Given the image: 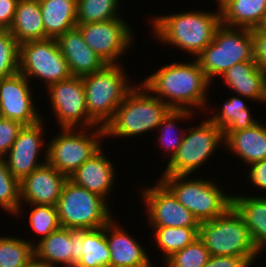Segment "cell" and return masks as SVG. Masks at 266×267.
Listing matches in <instances>:
<instances>
[{
    "instance_id": "cell-7",
    "label": "cell",
    "mask_w": 266,
    "mask_h": 267,
    "mask_svg": "<svg viewBox=\"0 0 266 267\" xmlns=\"http://www.w3.org/2000/svg\"><path fill=\"white\" fill-rule=\"evenodd\" d=\"M202 116L204 118L195 126L188 124L182 144L172 159L165 162L166 166L160 169L163 170L161 175H196L202 170L200 168H207L206 164L220 151L219 148L223 147L224 151L222 130L205 114Z\"/></svg>"
},
{
    "instance_id": "cell-27",
    "label": "cell",
    "mask_w": 266,
    "mask_h": 267,
    "mask_svg": "<svg viewBox=\"0 0 266 267\" xmlns=\"http://www.w3.org/2000/svg\"><path fill=\"white\" fill-rule=\"evenodd\" d=\"M19 44L28 41L44 40L42 14L38 0H19L11 27L8 29Z\"/></svg>"
},
{
    "instance_id": "cell-40",
    "label": "cell",
    "mask_w": 266,
    "mask_h": 267,
    "mask_svg": "<svg viewBox=\"0 0 266 267\" xmlns=\"http://www.w3.org/2000/svg\"><path fill=\"white\" fill-rule=\"evenodd\" d=\"M252 30L253 58L256 64L266 73V31L257 28Z\"/></svg>"
},
{
    "instance_id": "cell-34",
    "label": "cell",
    "mask_w": 266,
    "mask_h": 267,
    "mask_svg": "<svg viewBox=\"0 0 266 267\" xmlns=\"http://www.w3.org/2000/svg\"><path fill=\"white\" fill-rule=\"evenodd\" d=\"M121 3V0H77V24L122 18Z\"/></svg>"
},
{
    "instance_id": "cell-28",
    "label": "cell",
    "mask_w": 266,
    "mask_h": 267,
    "mask_svg": "<svg viewBox=\"0 0 266 267\" xmlns=\"http://www.w3.org/2000/svg\"><path fill=\"white\" fill-rule=\"evenodd\" d=\"M45 34L57 38L77 26V0H38Z\"/></svg>"
},
{
    "instance_id": "cell-26",
    "label": "cell",
    "mask_w": 266,
    "mask_h": 267,
    "mask_svg": "<svg viewBox=\"0 0 266 267\" xmlns=\"http://www.w3.org/2000/svg\"><path fill=\"white\" fill-rule=\"evenodd\" d=\"M198 114L188 111V110H174L171 109L167 115L163 118L162 122L159 124L157 130L155 131L156 134L154 138V144L156 143L163 152L161 153L160 157L165 155L167 162H169L172 157L176 154L179 146L182 144L187 126H181V123L185 124L192 122ZM194 118V119H193ZM192 119V121H190ZM168 159V160H167Z\"/></svg>"
},
{
    "instance_id": "cell-29",
    "label": "cell",
    "mask_w": 266,
    "mask_h": 267,
    "mask_svg": "<svg viewBox=\"0 0 266 267\" xmlns=\"http://www.w3.org/2000/svg\"><path fill=\"white\" fill-rule=\"evenodd\" d=\"M26 206L27 209H25ZM23 216L24 217L26 216L28 218V220L26 221V223L24 222V224L27 225V222H29L28 223L29 232L32 236V239L31 236L29 239L28 237L27 238L25 237V239H27L29 243L32 244L33 246L36 243H38L41 239L46 238L49 234L58 230L61 227L58 219L56 206L20 204L18 212L14 215V217L16 220L17 218L19 220V218L21 219ZM34 234L36 235V237ZM33 237H35V239H33Z\"/></svg>"
},
{
    "instance_id": "cell-10",
    "label": "cell",
    "mask_w": 266,
    "mask_h": 267,
    "mask_svg": "<svg viewBox=\"0 0 266 267\" xmlns=\"http://www.w3.org/2000/svg\"><path fill=\"white\" fill-rule=\"evenodd\" d=\"M113 204L70 179L64 185L56 208L60 226L68 229L104 227L116 214Z\"/></svg>"
},
{
    "instance_id": "cell-16",
    "label": "cell",
    "mask_w": 266,
    "mask_h": 267,
    "mask_svg": "<svg viewBox=\"0 0 266 267\" xmlns=\"http://www.w3.org/2000/svg\"><path fill=\"white\" fill-rule=\"evenodd\" d=\"M33 85L43 88L32 84L20 72L0 79V117L17 121L24 126L36 124L46 118L36 106V100L43 97L37 98Z\"/></svg>"
},
{
    "instance_id": "cell-1",
    "label": "cell",
    "mask_w": 266,
    "mask_h": 267,
    "mask_svg": "<svg viewBox=\"0 0 266 267\" xmlns=\"http://www.w3.org/2000/svg\"><path fill=\"white\" fill-rule=\"evenodd\" d=\"M164 64L139 82L174 110H188L198 115L210 103L212 84L195 58Z\"/></svg>"
},
{
    "instance_id": "cell-33",
    "label": "cell",
    "mask_w": 266,
    "mask_h": 267,
    "mask_svg": "<svg viewBox=\"0 0 266 267\" xmlns=\"http://www.w3.org/2000/svg\"><path fill=\"white\" fill-rule=\"evenodd\" d=\"M23 233L19 236L0 235V267H26L34 260V246L20 237H27L26 232Z\"/></svg>"
},
{
    "instance_id": "cell-36",
    "label": "cell",
    "mask_w": 266,
    "mask_h": 267,
    "mask_svg": "<svg viewBox=\"0 0 266 267\" xmlns=\"http://www.w3.org/2000/svg\"><path fill=\"white\" fill-rule=\"evenodd\" d=\"M210 256L204 243L197 238L193 243L170 256L161 267H204Z\"/></svg>"
},
{
    "instance_id": "cell-23",
    "label": "cell",
    "mask_w": 266,
    "mask_h": 267,
    "mask_svg": "<svg viewBox=\"0 0 266 267\" xmlns=\"http://www.w3.org/2000/svg\"><path fill=\"white\" fill-rule=\"evenodd\" d=\"M229 97L218 107L214 105L209 107L208 105L204 112L205 115H208L206 117L222 130L224 140L232 132L245 130L260 121L258 117H254L255 114L250 110L252 108L247 104L250 99L237 94L233 96V93Z\"/></svg>"
},
{
    "instance_id": "cell-24",
    "label": "cell",
    "mask_w": 266,
    "mask_h": 267,
    "mask_svg": "<svg viewBox=\"0 0 266 267\" xmlns=\"http://www.w3.org/2000/svg\"><path fill=\"white\" fill-rule=\"evenodd\" d=\"M225 150L238 162L250 164L266 159V123L261 120L250 128L232 132L225 140Z\"/></svg>"
},
{
    "instance_id": "cell-13",
    "label": "cell",
    "mask_w": 266,
    "mask_h": 267,
    "mask_svg": "<svg viewBox=\"0 0 266 267\" xmlns=\"http://www.w3.org/2000/svg\"><path fill=\"white\" fill-rule=\"evenodd\" d=\"M45 92L50 101L52 118L57 128H92L97 125L89 118L82 77L71 78L51 84ZM54 115V116H53Z\"/></svg>"
},
{
    "instance_id": "cell-17",
    "label": "cell",
    "mask_w": 266,
    "mask_h": 267,
    "mask_svg": "<svg viewBox=\"0 0 266 267\" xmlns=\"http://www.w3.org/2000/svg\"><path fill=\"white\" fill-rule=\"evenodd\" d=\"M85 230L60 227L34 245V260L46 267H75L82 257Z\"/></svg>"
},
{
    "instance_id": "cell-19",
    "label": "cell",
    "mask_w": 266,
    "mask_h": 267,
    "mask_svg": "<svg viewBox=\"0 0 266 267\" xmlns=\"http://www.w3.org/2000/svg\"><path fill=\"white\" fill-rule=\"evenodd\" d=\"M107 154V149L102 147L95 155L73 172L69 176V179L75 184L86 188L88 191L98 194L109 203L111 201L110 197L115 190V182L117 181L119 172L118 167L115 166L117 165L114 163L115 161L112 158L109 159L112 154Z\"/></svg>"
},
{
    "instance_id": "cell-8",
    "label": "cell",
    "mask_w": 266,
    "mask_h": 267,
    "mask_svg": "<svg viewBox=\"0 0 266 267\" xmlns=\"http://www.w3.org/2000/svg\"><path fill=\"white\" fill-rule=\"evenodd\" d=\"M47 140V163L60 173L70 176L105 144L102 127L59 128Z\"/></svg>"
},
{
    "instance_id": "cell-31",
    "label": "cell",
    "mask_w": 266,
    "mask_h": 267,
    "mask_svg": "<svg viewBox=\"0 0 266 267\" xmlns=\"http://www.w3.org/2000/svg\"><path fill=\"white\" fill-rule=\"evenodd\" d=\"M152 228V229H151ZM152 244L160 250L163 264L170 256L193 243L199 234V227H150Z\"/></svg>"
},
{
    "instance_id": "cell-5",
    "label": "cell",
    "mask_w": 266,
    "mask_h": 267,
    "mask_svg": "<svg viewBox=\"0 0 266 267\" xmlns=\"http://www.w3.org/2000/svg\"><path fill=\"white\" fill-rule=\"evenodd\" d=\"M124 65L106 64L82 76L88 116L99 127L104 128L112 120L117 107L137 84L129 78L131 73Z\"/></svg>"
},
{
    "instance_id": "cell-9",
    "label": "cell",
    "mask_w": 266,
    "mask_h": 267,
    "mask_svg": "<svg viewBox=\"0 0 266 267\" xmlns=\"http://www.w3.org/2000/svg\"><path fill=\"white\" fill-rule=\"evenodd\" d=\"M195 59L207 79L215 83L234 64L254 60L252 30L221 24L213 41Z\"/></svg>"
},
{
    "instance_id": "cell-37",
    "label": "cell",
    "mask_w": 266,
    "mask_h": 267,
    "mask_svg": "<svg viewBox=\"0 0 266 267\" xmlns=\"http://www.w3.org/2000/svg\"><path fill=\"white\" fill-rule=\"evenodd\" d=\"M20 44L7 29H0V79L18 72Z\"/></svg>"
},
{
    "instance_id": "cell-6",
    "label": "cell",
    "mask_w": 266,
    "mask_h": 267,
    "mask_svg": "<svg viewBox=\"0 0 266 267\" xmlns=\"http://www.w3.org/2000/svg\"><path fill=\"white\" fill-rule=\"evenodd\" d=\"M198 238L211 256H240L255 266L261 259L242 216L231 206L223 215L201 222ZM259 257V259H258ZM258 259V260H257Z\"/></svg>"
},
{
    "instance_id": "cell-30",
    "label": "cell",
    "mask_w": 266,
    "mask_h": 267,
    "mask_svg": "<svg viewBox=\"0 0 266 267\" xmlns=\"http://www.w3.org/2000/svg\"><path fill=\"white\" fill-rule=\"evenodd\" d=\"M266 12V0H232L220 10L221 24L234 28H257Z\"/></svg>"
},
{
    "instance_id": "cell-38",
    "label": "cell",
    "mask_w": 266,
    "mask_h": 267,
    "mask_svg": "<svg viewBox=\"0 0 266 267\" xmlns=\"http://www.w3.org/2000/svg\"><path fill=\"white\" fill-rule=\"evenodd\" d=\"M246 168L247 169L243 168V170H245L246 172L244 173L245 176L244 174L241 175H243V177L247 179L246 181L248 184H246L247 185L246 188L250 187L253 190L249 192V195L256 196L255 194L256 192L257 196H264V194L266 196V159L250 164Z\"/></svg>"
},
{
    "instance_id": "cell-12",
    "label": "cell",
    "mask_w": 266,
    "mask_h": 267,
    "mask_svg": "<svg viewBox=\"0 0 266 267\" xmlns=\"http://www.w3.org/2000/svg\"><path fill=\"white\" fill-rule=\"evenodd\" d=\"M129 24L131 23L122 17L103 22L77 24V27L86 44L106 64H124L122 60L137 44L134 43L135 38L138 39Z\"/></svg>"
},
{
    "instance_id": "cell-39",
    "label": "cell",
    "mask_w": 266,
    "mask_h": 267,
    "mask_svg": "<svg viewBox=\"0 0 266 267\" xmlns=\"http://www.w3.org/2000/svg\"><path fill=\"white\" fill-rule=\"evenodd\" d=\"M23 126L17 121L0 117V158L9 152Z\"/></svg>"
},
{
    "instance_id": "cell-2",
    "label": "cell",
    "mask_w": 266,
    "mask_h": 267,
    "mask_svg": "<svg viewBox=\"0 0 266 267\" xmlns=\"http://www.w3.org/2000/svg\"><path fill=\"white\" fill-rule=\"evenodd\" d=\"M181 11L152 15L147 22L151 25V38L156 39V44H164L162 47L178 48L195 58L213 41L221 25L220 11L206 8Z\"/></svg>"
},
{
    "instance_id": "cell-18",
    "label": "cell",
    "mask_w": 266,
    "mask_h": 267,
    "mask_svg": "<svg viewBox=\"0 0 266 267\" xmlns=\"http://www.w3.org/2000/svg\"><path fill=\"white\" fill-rule=\"evenodd\" d=\"M126 229L125 225L122 226L117 220V216L105 225V236L110 250V267H155L147 246L142 245L143 241L140 242L139 237L136 238Z\"/></svg>"
},
{
    "instance_id": "cell-45",
    "label": "cell",
    "mask_w": 266,
    "mask_h": 267,
    "mask_svg": "<svg viewBox=\"0 0 266 267\" xmlns=\"http://www.w3.org/2000/svg\"><path fill=\"white\" fill-rule=\"evenodd\" d=\"M26 267H46V266H44L43 264H41V263H39V262L33 260V261H32L28 266H26Z\"/></svg>"
},
{
    "instance_id": "cell-44",
    "label": "cell",
    "mask_w": 266,
    "mask_h": 267,
    "mask_svg": "<svg viewBox=\"0 0 266 267\" xmlns=\"http://www.w3.org/2000/svg\"><path fill=\"white\" fill-rule=\"evenodd\" d=\"M257 29L266 31V12L262 17L261 22L258 24Z\"/></svg>"
},
{
    "instance_id": "cell-25",
    "label": "cell",
    "mask_w": 266,
    "mask_h": 267,
    "mask_svg": "<svg viewBox=\"0 0 266 267\" xmlns=\"http://www.w3.org/2000/svg\"><path fill=\"white\" fill-rule=\"evenodd\" d=\"M232 206L245 221L257 251L266 256V196L242 191L241 195L232 194Z\"/></svg>"
},
{
    "instance_id": "cell-22",
    "label": "cell",
    "mask_w": 266,
    "mask_h": 267,
    "mask_svg": "<svg viewBox=\"0 0 266 267\" xmlns=\"http://www.w3.org/2000/svg\"><path fill=\"white\" fill-rule=\"evenodd\" d=\"M230 93L250 99L254 104L264 103L265 72L256 64L255 60L234 64L224 72L218 80Z\"/></svg>"
},
{
    "instance_id": "cell-41",
    "label": "cell",
    "mask_w": 266,
    "mask_h": 267,
    "mask_svg": "<svg viewBox=\"0 0 266 267\" xmlns=\"http://www.w3.org/2000/svg\"><path fill=\"white\" fill-rule=\"evenodd\" d=\"M246 257L240 256H210L204 267H254Z\"/></svg>"
},
{
    "instance_id": "cell-35",
    "label": "cell",
    "mask_w": 266,
    "mask_h": 267,
    "mask_svg": "<svg viewBox=\"0 0 266 267\" xmlns=\"http://www.w3.org/2000/svg\"><path fill=\"white\" fill-rule=\"evenodd\" d=\"M20 204L19 181L10 173L5 160L0 158V210L13 217Z\"/></svg>"
},
{
    "instance_id": "cell-11",
    "label": "cell",
    "mask_w": 266,
    "mask_h": 267,
    "mask_svg": "<svg viewBox=\"0 0 266 267\" xmlns=\"http://www.w3.org/2000/svg\"><path fill=\"white\" fill-rule=\"evenodd\" d=\"M18 72L30 82L34 83L35 80L36 84L39 82L38 85L43 83L45 89L51 84L72 77L68 62L62 55L56 38L20 44Z\"/></svg>"
},
{
    "instance_id": "cell-21",
    "label": "cell",
    "mask_w": 266,
    "mask_h": 267,
    "mask_svg": "<svg viewBox=\"0 0 266 267\" xmlns=\"http://www.w3.org/2000/svg\"><path fill=\"white\" fill-rule=\"evenodd\" d=\"M59 49L68 62L72 76L82 77L102 69L106 63L86 44L76 26L56 38Z\"/></svg>"
},
{
    "instance_id": "cell-15",
    "label": "cell",
    "mask_w": 266,
    "mask_h": 267,
    "mask_svg": "<svg viewBox=\"0 0 266 267\" xmlns=\"http://www.w3.org/2000/svg\"><path fill=\"white\" fill-rule=\"evenodd\" d=\"M45 122L47 119L23 126L9 152L3 157L8 170L19 182L47 163L48 137L45 135L47 132Z\"/></svg>"
},
{
    "instance_id": "cell-46",
    "label": "cell",
    "mask_w": 266,
    "mask_h": 267,
    "mask_svg": "<svg viewBox=\"0 0 266 267\" xmlns=\"http://www.w3.org/2000/svg\"><path fill=\"white\" fill-rule=\"evenodd\" d=\"M266 104V73H265V96H264V103Z\"/></svg>"
},
{
    "instance_id": "cell-14",
    "label": "cell",
    "mask_w": 266,
    "mask_h": 267,
    "mask_svg": "<svg viewBox=\"0 0 266 267\" xmlns=\"http://www.w3.org/2000/svg\"><path fill=\"white\" fill-rule=\"evenodd\" d=\"M140 186L138 198L144 204L146 224L149 227H199L194 215L181 204L173 193L159 180ZM144 186V187H143ZM142 187V188H141Z\"/></svg>"
},
{
    "instance_id": "cell-43",
    "label": "cell",
    "mask_w": 266,
    "mask_h": 267,
    "mask_svg": "<svg viewBox=\"0 0 266 267\" xmlns=\"http://www.w3.org/2000/svg\"><path fill=\"white\" fill-rule=\"evenodd\" d=\"M232 0H216L217 4L216 6V10H221L225 5H227L229 2H231Z\"/></svg>"
},
{
    "instance_id": "cell-20",
    "label": "cell",
    "mask_w": 266,
    "mask_h": 267,
    "mask_svg": "<svg viewBox=\"0 0 266 267\" xmlns=\"http://www.w3.org/2000/svg\"><path fill=\"white\" fill-rule=\"evenodd\" d=\"M68 179L45 163L19 182L21 204L56 206Z\"/></svg>"
},
{
    "instance_id": "cell-4",
    "label": "cell",
    "mask_w": 266,
    "mask_h": 267,
    "mask_svg": "<svg viewBox=\"0 0 266 267\" xmlns=\"http://www.w3.org/2000/svg\"><path fill=\"white\" fill-rule=\"evenodd\" d=\"M158 179L199 223L223 215L232 206L233 192L225 190V187L220 182H215L213 178L204 176L200 178L196 175H161Z\"/></svg>"
},
{
    "instance_id": "cell-42",
    "label": "cell",
    "mask_w": 266,
    "mask_h": 267,
    "mask_svg": "<svg viewBox=\"0 0 266 267\" xmlns=\"http://www.w3.org/2000/svg\"><path fill=\"white\" fill-rule=\"evenodd\" d=\"M19 0H0V29H9L13 23Z\"/></svg>"
},
{
    "instance_id": "cell-32",
    "label": "cell",
    "mask_w": 266,
    "mask_h": 267,
    "mask_svg": "<svg viewBox=\"0 0 266 267\" xmlns=\"http://www.w3.org/2000/svg\"><path fill=\"white\" fill-rule=\"evenodd\" d=\"M82 257L75 267H110L105 226L83 232Z\"/></svg>"
},
{
    "instance_id": "cell-3",
    "label": "cell",
    "mask_w": 266,
    "mask_h": 267,
    "mask_svg": "<svg viewBox=\"0 0 266 267\" xmlns=\"http://www.w3.org/2000/svg\"><path fill=\"white\" fill-rule=\"evenodd\" d=\"M170 110L168 105L137 82L117 107L112 120L104 127L105 139L127 141L129 138V142L130 138L134 141V138L146 136L149 132L154 134Z\"/></svg>"
}]
</instances>
